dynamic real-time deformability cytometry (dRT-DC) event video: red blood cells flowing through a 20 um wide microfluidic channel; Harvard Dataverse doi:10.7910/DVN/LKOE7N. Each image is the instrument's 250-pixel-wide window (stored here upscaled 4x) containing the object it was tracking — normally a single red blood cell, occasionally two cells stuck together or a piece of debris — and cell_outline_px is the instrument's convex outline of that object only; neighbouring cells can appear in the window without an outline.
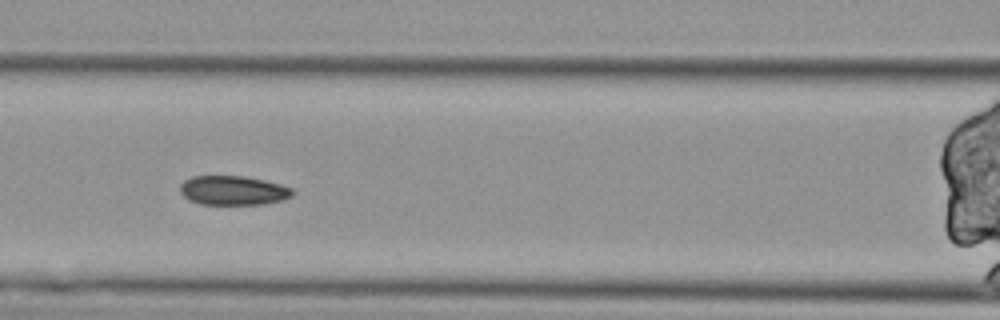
{"species": "Egyptian fruit bat (a non-hibernating species)", "species_latin": "Rousettus aegyptiacus", "temperature_condition": "cold", "stored_images_in_passage": 9, "camera_frame_rate_fps": 3000, "um_per_image_px": 0.085, "animal": {"sex": "female"}, "frame": {"image": 1, "passage_image": 6, "time_ms": 1.667, "image_size_px": [1000, 320], "cell_outline_px": [[292, 196], [280, 200], [264, 204], [200, 204], [188, 200], [180, 192], [180, 184], [184, 180], [192, 176], [244, 176], [264, 180], [280, 184], [292, 188]], "centroid_in_image_um": [19.78, 16.18], "position_along_channel_um": 146.8, "area_um2": 19.13}}
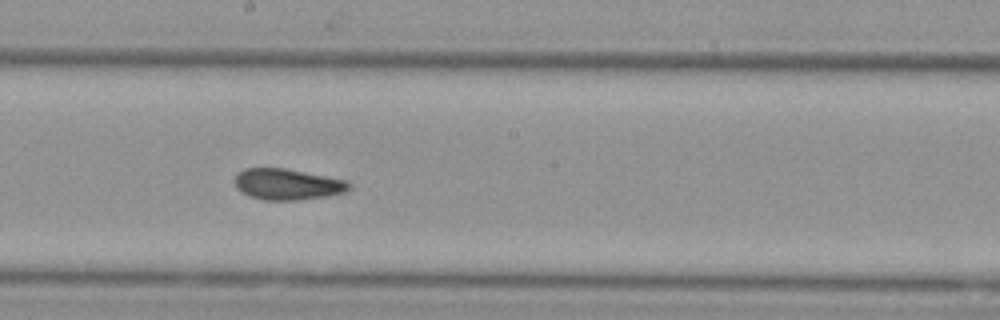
{"frame": {"image": 2, "passage_image": 8, "time_ms": 2.333, "image_size_px": [1000, 320], "cell_outline_px": [[352, 188], [348, 192], [328, 196], [296, 200], [264, 200], [248, 196], [236, 188], [236, 176], [244, 168], [288, 168], [348, 180], [352, 184]], "centroid_in_image_um": [24.51, 15.66], "position_along_channel_um": 223.7, "area_um2": 21.04}}
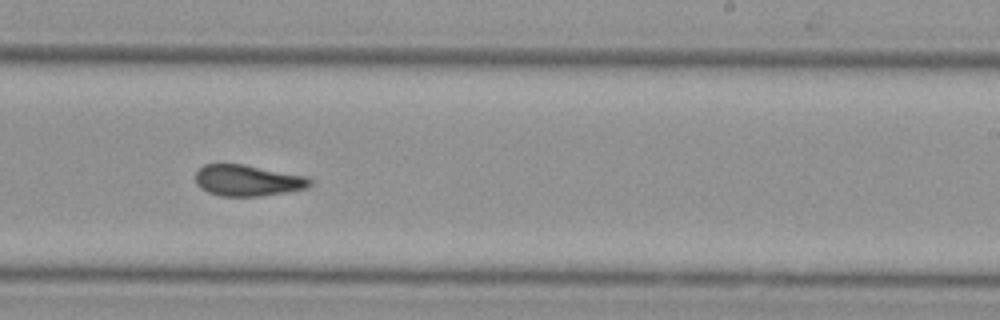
{"frame": {"image": 3, "passage_image": 9, "time_ms": 2.667, "image_size_px": [1000, 320], "cell_outline_px": [[312, 184], [308, 188], [260, 196], [220, 196], [208, 192], [200, 188], [196, 184], [196, 168], [204, 164], [244, 164], [308, 176], [312, 180]], "centroid_in_image_um": [21.05, 15.33], "position_along_channel_um": 268.0, "area_um2": 21.04}}